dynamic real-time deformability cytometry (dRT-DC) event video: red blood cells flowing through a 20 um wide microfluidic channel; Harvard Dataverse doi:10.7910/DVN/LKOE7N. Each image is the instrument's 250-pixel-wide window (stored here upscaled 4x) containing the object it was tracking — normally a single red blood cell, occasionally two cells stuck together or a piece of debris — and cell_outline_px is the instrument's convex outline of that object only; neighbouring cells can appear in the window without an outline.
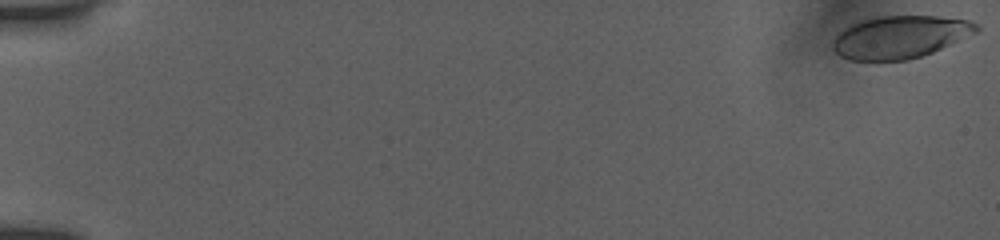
{"species": "human", "species_latin": "Homo sapiens", "temperature_condition": "room temperature", "stored_images_in_passage": 54, "camera_frame_rate_fps": 3000, "um_per_image_px": 0.085, "donor": {"sex": "female"}, "frame": {"image": 1, "passage_image": 1, "time_ms": 0.0, "image_size_px": [1000, 240], "cell_outline_px": [[980, 28], [976, 32], [932, 52], [908, 60], [848, 60], [840, 56], [832, 48], [832, 40], [844, 28], [860, 20], [880, 16], [940, 16], [968, 20], [976, 24]], "centroid_in_image_um": [76.46, 3.14], "position_along_channel_um": 8.5, "area_um2": 35.37}}
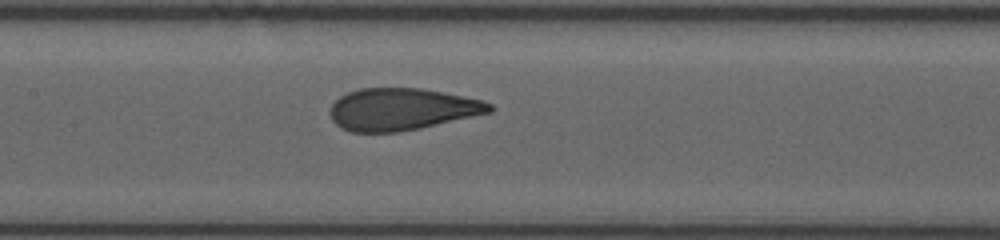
{"frame": {"image": 2, "passage_image": 28, "time_ms": 9.0, "image_size_px": [1000, 240], "cell_outline_px": [[496, 108], [492, 112], [420, 128], [400, 132], [352, 132], [340, 128], [332, 120], [328, 112], [332, 104], [340, 96], [348, 92], [360, 88], [420, 88], [444, 92], [484, 100], [492, 104]], "centroid_in_image_um": [34.16, 9.28], "position_along_channel_um": 173.2, "area_um2": 39.36}}
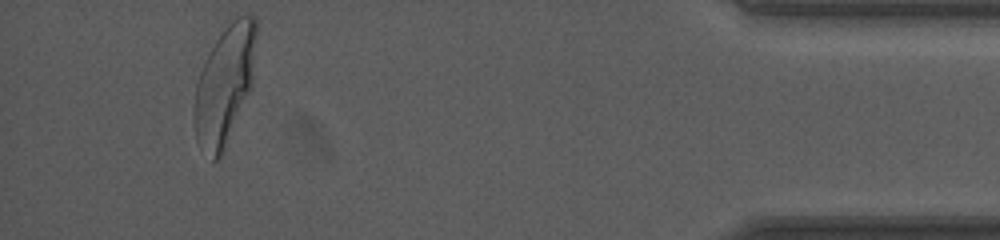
{"frame": {"image": 3, "passage_image": 51, "time_ms": 16.667, "image_size_px": [1000, 240], "cell_outline_px": [[256, 40], [252, 88], [224, 152], [216, 160], [212, 160], [200, 148], [196, 140], [192, 112], [196, 84], [200, 72], [208, 52], [228, 20], [236, 16], [256, 16]], "centroid_in_image_um": [19.08, 7.23], "position_along_channel_um": 416.1, "area_um2": 43.7}, "authors_computed_cell_mechanics": {"area_um2": 39.4485, "velocity_mm_per_s": 3.9007, "shape_relaxation_time_tau1_ms": 4.4988, "shape_relaxation_time_tau2_ms": null, "deformation_change_tau1": 0.1866, "deformation_change_tau2": null}}